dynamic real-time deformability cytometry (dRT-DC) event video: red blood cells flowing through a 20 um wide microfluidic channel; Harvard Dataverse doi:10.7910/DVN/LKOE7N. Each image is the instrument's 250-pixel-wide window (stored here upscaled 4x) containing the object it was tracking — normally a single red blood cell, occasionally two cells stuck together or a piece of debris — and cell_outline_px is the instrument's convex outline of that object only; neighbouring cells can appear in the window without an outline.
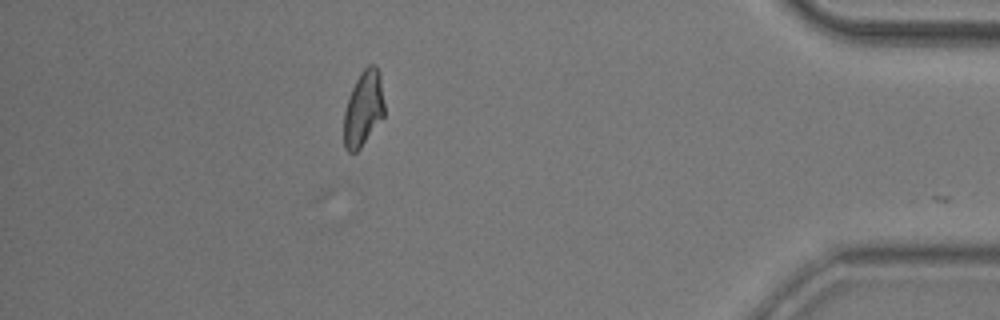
{"species": "common noctule bat (a hibernating species)", "species_latin": "Nyctalus noctula", "temperature_condition": "room temperature", "stored_images_in_passage": 44, "camera_frame_rate_fps": 3000, "um_per_image_px": 0.085, "animal": {"sex": "male", "body_mass_g": 20.5, "forearm_length_mm": 52.5}, "frame": {"image": 1, "passage_image": 44, "time_ms": 14.333, "image_size_px": [1000, 320], "cell_outline_px": [[384, 116], [360, 148], [356, 152], [348, 152], [344, 148], [344, 112], [348, 96], [360, 72], [368, 64], [376, 64], [380, 72], [384, 104]], "centroid_in_image_um": [30.89, 9.2], "position_along_channel_um": 404.3, "area_um2": 17.92}}